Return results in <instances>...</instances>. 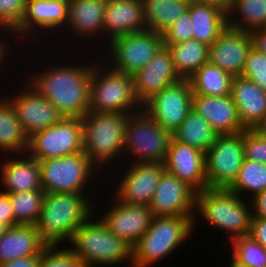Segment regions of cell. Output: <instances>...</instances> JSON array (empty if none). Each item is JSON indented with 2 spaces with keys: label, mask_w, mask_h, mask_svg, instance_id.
Instances as JSON below:
<instances>
[{
  "label": "cell",
  "mask_w": 266,
  "mask_h": 267,
  "mask_svg": "<svg viewBox=\"0 0 266 267\" xmlns=\"http://www.w3.org/2000/svg\"><path fill=\"white\" fill-rule=\"evenodd\" d=\"M90 65H61L32 74L29 86L47 98L63 117H82L89 111ZM48 69V70H47Z\"/></svg>",
  "instance_id": "obj_1"
},
{
  "label": "cell",
  "mask_w": 266,
  "mask_h": 267,
  "mask_svg": "<svg viewBox=\"0 0 266 267\" xmlns=\"http://www.w3.org/2000/svg\"><path fill=\"white\" fill-rule=\"evenodd\" d=\"M87 196L86 192L45 194L35 226L46 248L70 241L75 231L95 214L93 202Z\"/></svg>",
  "instance_id": "obj_2"
},
{
  "label": "cell",
  "mask_w": 266,
  "mask_h": 267,
  "mask_svg": "<svg viewBox=\"0 0 266 267\" xmlns=\"http://www.w3.org/2000/svg\"><path fill=\"white\" fill-rule=\"evenodd\" d=\"M89 217L73 234L70 250L83 267L116 266L129 261L132 267V247L115 236L99 219ZM126 261V262H125Z\"/></svg>",
  "instance_id": "obj_3"
},
{
  "label": "cell",
  "mask_w": 266,
  "mask_h": 267,
  "mask_svg": "<svg viewBox=\"0 0 266 267\" xmlns=\"http://www.w3.org/2000/svg\"><path fill=\"white\" fill-rule=\"evenodd\" d=\"M195 216L153 217L148 230L132 247V267H151L189 238Z\"/></svg>",
  "instance_id": "obj_4"
},
{
  "label": "cell",
  "mask_w": 266,
  "mask_h": 267,
  "mask_svg": "<svg viewBox=\"0 0 266 267\" xmlns=\"http://www.w3.org/2000/svg\"><path fill=\"white\" fill-rule=\"evenodd\" d=\"M129 115L88 111L81 117L83 152L98 167L97 173L99 168L101 170L105 164H111L117 156L124 157L125 129Z\"/></svg>",
  "instance_id": "obj_5"
},
{
  "label": "cell",
  "mask_w": 266,
  "mask_h": 267,
  "mask_svg": "<svg viewBox=\"0 0 266 267\" xmlns=\"http://www.w3.org/2000/svg\"><path fill=\"white\" fill-rule=\"evenodd\" d=\"M229 189L206 188L196 192L195 211L212 227L227 232L234 238L248 236L251 222V205ZM249 204V205H247Z\"/></svg>",
  "instance_id": "obj_6"
},
{
  "label": "cell",
  "mask_w": 266,
  "mask_h": 267,
  "mask_svg": "<svg viewBox=\"0 0 266 267\" xmlns=\"http://www.w3.org/2000/svg\"><path fill=\"white\" fill-rule=\"evenodd\" d=\"M101 64L97 67L96 64H93L90 78L89 111L131 114L141 110L142 105L134 92L133 76L112 68H109L110 70L101 68L103 67Z\"/></svg>",
  "instance_id": "obj_7"
},
{
  "label": "cell",
  "mask_w": 266,
  "mask_h": 267,
  "mask_svg": "<svg viewBox=\"0 0 266 267\" xmlns=\"http://www.w3.org/2000/svg\"><path fill=\"white\" fill-rule=\"evenodd\" d=\"M171 137L168 130L141 109L128 116L123 153L132 156V163H163Z\"/></svg>",
  "instance_id": "obj_8"
},
{
  "label": "cell",
  "mask_w": 266,
  "mask_h": 267,
  "mask_svg": "<svg viewBox=\"0 0 266 267\" xmlns=\"http://www.w3.org/2000/svg\"><path fill=\"white\" fill-rule=\"evenodd\" d=\"M38 164L45 193H84L97 168L84 152L38 160Z\"/></svg>",
  "instance_id": "obj_9"
},
{
  "label": "cell",
  "mask_w": 266,
  "mask_h": 267,
  "mask_svg": "<svg viewBox=\"0 0 266 267\" xmlns=\"http://www.w3.org/2000/svg\"><path fill=\"white\" fill-rule=\"evenodd\" d=\"M108 45L112 69L132 76L154 58L164 41L161 33L145 29L115 37Z\"/></svg>",
  "instance_id": "obj_10"
},
{
  "label": "cell",
  "mask_w": 266,
  "mask_h": 267,
  "mask_svg": "<svg viewBox=\"0 0 266 267\" xmlns=\"http://www.w3.org/2000/svg\"><path fill=\"white\" fill-rule=\"evenodd\" d=\"M83 152L81 117H63L57 124L29 137L27 153L37 160Z\"/></svg>",
  "instance_id": "obj_11"
},
{
  "label": "cell",
  "mask_w": 266,
  "mask_h": 267,
  "mask_svg": "<svg viewBox=\"0 0 266 267\" xmlns=\"http://www.w3.org/2000/svg\"><path fill=\"white\" fill-rule=\"evenodd\" d=\"M242 131L219 134L205 153L207 188L229 189L244 162Z\"/></svg>",
  "instance_id": "obj_12"
},
{
  "label": "cell",
  "mask_w": 266,
  "mask_h": 267,
  "mask_svg": "<svg viewBox=\"0 0 266 267\" xmlns=\"http://www.w3.org/2000/svg\"><path fill=\"white\" fill-rule=\"evenodd\" d=\"M192 95L189 79H181L154 94L142 109L163 129L173 133L192 110Z\"/></svg>",
  "instance_id": "obj_13"
},
{
  "label": "cell",
  "mask_w": 266,
  "mask_h": 267,
  "mask_svg": "<svg viewBox=\"0 0 266 267\" xmlns=\"http://www.w3.org/2000/svg\"><path fill=\"white\" fill-rule=\"evenodd\" d=\"M195 195L196 192L189 185L165 171L160 177L149 209L153 217L195 216Z\"/></svg>",
  "instance_id": "obj_14"
},
{
  "label": "cell",
  "mask_w": 266,
  "mask_h": 267,
  "mask_svg": "<svg viewBox=\"0 0 266 267\" xmlns=\"http://www.w3.org/2000/svg\"><path fill=\"white\" fill-rule=\"evenodd\" d=\"M163 164L166 172L177 176L195 192L207 188L205 152L171 137Z\"/></svg>",
  "instance_id": "obj_15"
},
{
  "label": "cell",
  "mask_w": 266,
  "mask_h": 267,
  "mask_svg": "<svg viewBox=\"0 0 266 267\" xmlns=\"http://www.w3.org/2000/svg\"><path fill=\"white\" fill-rule=\"evenodd\" d=\"M120 177L115 197L126 204L149 206L155 194L161 175L165 172L163 163H132Z\"/></svg>",
  "instance_id": "obj_16"
},
{
  "label": "cell",
  "mask_w": 266,
  "mask_h": 267,
  "mask_svg": "<svg viewBox=\"0 0 266 267\" xmlns=\"http://www.w3.org/2000/svg\"><path fill=\"white\" fill-rule=\"evenodd\" d=\"M21 94L7 99L14 108L17 120L28 137L57 124L63 116L49 100L27 85ZM28 88V89H27Z\"/></svg>",
  "instance_id": "obj_17"
},
{
  "label": "cell",
  "mask_w": 266,
  "mask_h": 267,
  "mask_svg": "<svg viewBox=\"0 0 266 267\" xmlns=\"http://www.w3.org/2000/svg\"><path fill=\"white\" fill-rule=\"evenodd\" d=\"M114 198L113 207L99 219L115 236L133 247L150 227L152 211L149 206L126 204Z\"/></svg>",
  "instance_id": "obj_18"
},
{
  "label": "cell",
  "mask_w": 266,
  "mask_h": 267,
  "mask_svg": "<svg viewBox=\"0 0 266 267\" xmlns=\"http://www.w3.org/2000/svg\"><path fill=\"white\" fill-rule=\"evenodd\" d=\"M251 47L250 32L227 26L209 46L208 61L233 76H240Z\"/></svg>",
  "instance_id": "obj_19"
},
{
  "label": "cell",
  "mask_w": 266,
  "mask_h": 267,
  "mask_svg": "<svg viewBox=\"0 0 266 267\" xmlns=\"http://www.w3.org/2000/svg\"><path fill=\"white\" fill-rule=\"evenodd\" d=\"M132 76L135 96L141 105L154 94L181 80L166 46H163L144 68Z\"/></svg>",
  "instance_id": "obj_20"
},
{
  "label": "cell",
  "mask_w": 266,
  "mask_h": 267,
  "mask_svg": "<svg viewBox=\"0 0 266 267\" xmlns=\"http://www.w3.org/2000/svg\"><path fill=\"white\" fill-rule=\"evenodd\" d=\"M192 109L200 114L218 135L238 133L246 129L231 95L215 97L193 94Z\"/></svg>",
  "instance_id": "obj_21"
},
{
  "label": "cell",
  "mask_w": 266,
  "mask_h": 267,
  "mask_svg": "<svg viewBox=\"0 0 266 267\" xmlns=\"http://www.w3.org/2000/svg\"><path fill=\"white\" fill-rule=\"evenodd\" d=\"M68 0H26L25 14L21 24L12 32L18 36L30 35L40 29L64 27L67 21ZM38 30V31H37ZM27 34V35H26Z\"/></svg>",
  "instance_id": "obj_22"
},
{
  "label": "cell",
  "mask_w": 266,
  "mask_h": 267,
  "mask_svg": "<svg viewBox=\"0 0 266 267\" xmlns=\"http://www.w3.org/2000/svg\"><path fill=\"white\" fill-rule=\"evenodd\" d=\"M145 29L142 0H106L103 32L108 43L115 37Z\"/></svg>",
  "instance_id": "obj_23"
},
{
  "label": "cell",
  "mask_w": 266,
  "mask_h": 267,
  "mask_svg": "<svg viewBox=\"0 0 266 267\" xmlns=\"http://www.w3.org/2000/svg\"><path fill=\"white\" fill-rule=\"evenodd\" d=\"M230 95L242 125L246 129H254L266 113V92L252 80L240 75L234 76Z\"/></svg>",
  "instance_id": "obj_24"
},
{
  "label": "cell",
  "mask_w": 266,
  "mask_h": 267,
  "mask_svg": "<svg viewBox=\"0 0 266 267\" xmlns=\"http://www.w3.org/2000/svg\"><path fill=\"white\" fill-rule=\"evenodd\" d=\"M25 156V157H24ZM23 159H8L1 165V183L7 194L22 193L31 190H43L38 160L28 153Z\"/></svg>",
  "instance_id": "obj_25"
},
{
  "label": "cell",
  "mask_w": 266,
  "mask_h": 267,
  "mask_svg": "<svg viewBox=\"0 0 266 267\" xmlns=\"http://www.w3.org/2000/svg\"><path fill=\"white\" fill-rule=\"evenodd\" d=\"M66 27L80 37H103V21L106 0H68ZM98 33V34H97ZM103 33V34H102ZM97 34V35H96Z\"/></svg>",
  "instance_id": "obj_26"
},
{
  "label": "cell",
  "mask_w": 266,
  "mask_h": 267,
  "mask_svg": "<svg viewBox=\"0 0 266 267\" xmlns=\"http://www.w3.org/2000/svg\"><path fill=\"white\" fill-rule=\"evenodd\" d=\"M45 248L35 225L9 227L0 238V265L19 258L41 256Z\"/></svg>",
  "instance_id": "obj_27"
},
{
  "label": "cell",
  "mask_w": 266,
  "mask_h": 267,
  "mask_svg": "<svg viewBox=\"0 0 266 267\" xmlns=\"http://www.w3.org/2000/svg\"><path fill=\"white\" fill-rule=\"evenodd\" d=\"M193 39L211 45L227 27V13L207 2L191 0L188 8Z\"/></svg>",
  "instance_id": "obj_28"
},
{
  "label": "cell",
  "mask_w": 266,
  "mask_h": 267,
  "mask_svg": "<svg viewBox=\"0 0 266 267\" xmlns=\"http://www.w3.org/2000/svg\"><path fill=\"white\" fill-rule=\"evenodd\" d=\"M146 29L163 33L188 12L191 0H142Z\"/></svg>",
  "instance_id": "obj_29"
},
{
  "label": "cell",
  "mask_w": 266,
  "mask_h": 267,
  "mask_svg": "<svg viewBox=\"0 0 266 267\" xmlns=\"http://www.w3.org/2000/svg\"><path fill=\"white\" fill-rule=\"evenodd\" d=\"M171 136L180 143L188 144L206 153L216 141L218 133L192 109Z\"/></svg>",
  "instance_id": "obj_30"
},
{
  "label": "cell",
  "mask_w": 266,
  "mask_h": 267,
  "mask_svg": "<svg viewBox=\"0 0 266 267\" xmlns=\"http://www.w3.org/2000/svg\"><path fill=\"white\" fill-rule=\"evenodd\" d=\"M175 70L181 79H189L203 64L208 62L209 45L195 39L167 46Z\"/></svg>",
  "instance_id": "obj_31"
},
{
  "label": "cell",
  "mask_w": 266,
  "mask_h": 267,
  "mask_svg": "<svg viewBox=\"0 0 266 267\" xmlns=\"http://www.w3.org/2000/svg\"><path fill=\"white\" fill-rule=\"evenodd\" d=\"M234 76L211 62L203 64L190 78L193 94L222 97L230 95Z\"/></svg>",
  "instance_id": "obj_32"
},
{
  "label": "cell",
  "mask_w": 266,
  "mask_h": 267,
  "mask_svg": "<svg viewBox=\"0 0 266 267\" xmlns=\"http://www.w3.org/2000/svg\"><path fill=\"white\" fill-rule=\"evenodd\" d=\"M29 137L17 120L13 106L7 100L0 101V150L7 153H27Z\"/></svg>",
  "instance_id": "obj_33"
},
{
  "label": "cell",
  "mask_w": 266,
  "mask_h": 267,
  "mask_svg": "<svg viewBox=\"0 0 266 267\" xmlns=\"http://www.w3.org/2000/svg\"><path fill=\"white\" fill-rule=\"evenodd\" d=\"M235 15L240 16L234 19ZM227 26L244 32L266 28V0H240L234 3L227 12Z\"/></svg>",
  "instance_id": "obj_34"
},
{
  "label": "cell",
  "mask_w": 266,
  "mask_h": 267,
  "mask_svg": "<svg viewBox=\"0 0 266 267\" xmlns=\"http://www.w3.org/2000/svg\"><path fill=\"white\" fill-rule=\"evenodd\" d=\"M44 190L9 194L16 225H35L45 196Z\"/></svg>",
  "instance_id": "obj_35"
},
{
  "label": "cell",
  "mask_w": 266,
  "mask_h": 267,
  "mask_svg": "<svg viewBox=\"0 0 266 267\" xmlns=\"http://www.w3.org/2000/svg\"><path fill=\"white\" fill-rule=\"evenodd\" d=\"M266 189V164L245 159L239 170L238 177L229 188L240 197L242 192L250 193L251 197ZM247 191V192H246Z\"/></svg>",
  "instance_id": "obj_36"
},
{
  "label": "cell",
  "mask_w": 266,
  "mask_h": 267,
  "mask_svg": "<svg viewBox=\"0 0 266 267\" xmlns=\"http://www.w3.org/2000/svg\"><path fill=\"white\" fill-rule=\"evenodd\" d=\"M232 261L243 267H266V249L249 235L234 238Z\"/></svg>",
  "instance_id": "obj_37"
},
{
  "label": "cell",
  "mask_w": 266,
  "mask_h": 267,
  "mask_svg": "<svg viewBox=\"0 0 266 267\" xmlns=\"http://www.w3.org/2000/svg\"><path fill=\"white\" fill-rule=\"evenodd\" d=\"M25 5L26 0H0V29L13 32L23 20Z\"/></svg>",
  "instance_id": "obj_38"
},
{
  "label": "cell",
  "mask_w": 266,
  "mask_h": 267,
  "mask_svg": "<svg viewBox=\"0 0 266 267\" xmlns=\"http://www.w3.org/2000/svg\"><path fill=\"white\" fill-rule=\"evenodd\" d=\"M241 76L252 80L266 92V54L251 47Z\"/></svg>",
  "instance_id": "obj_39"
},
{
  "label": "cell",
  "mask_w": 266,
  "mask_h": 267,
  "mask_svg": "<svg viewBox=\"0 0 266 267\" xmlns=\"http://www.w3.org/2000/svg\"><path fill=\"white\" fill-rule=\"evenodd\" d=\"M242 143L245 159L266 164V137L254 129L242 131Z\"/></svg>",
  "instance_id": "obj_40"
},
{
  "label": "cell",
  "mask_w": 266,
  "mask_h": 267,
  "mask_svg": "<svg viewBox=\"0 0 266 267\" xmlns=\"http://www.w3.org/2000/svg\"><path fill=\"white\" fill-rule=\"evenodd\" d=\"M38 267H83V265L70 249L59 250L54 247L44 249Z\"/></svg>",
  "instance_id": "obj_41"
},
{
  "label": "cell",
  "mask_w": 266,
  "mask_h": 267,
  "mask_svg": "<svg viewBox=\"0 0 266 267\" xmlns=\"http://www.w3.org/2000/svg\"><path fill=\"white\" fill-rule=\"evenodd\" d=\"M192 30L191 17L186 12L162 33L164 46L193 39Z\"/></svg>",
  "instance_id": "obj_42"
},
{
  "label": "cell",
  "mask_w": 266,
  "mask_h": 267,
  "mask_svg": "<svg viewBox=\"0 0 266 267\" xmlns=\"http://www.w3.org/2000/svg\"><path fill=\"white\" fill-rule=\"evenodd\" d=\"M249 236L266 249V218H251Z\"/></svg>",
  "instance_id": "obj_43"
},
{
  "label": "cell",
  "mask_w": 266,
  "mask_h": 267,
  "mask_svg": "<svg viewBox=\"0 0 266 267\" xmlns=\"http://www.w3.org/2000/svg\"><path fill=\"white\" fill-rule=\"evenodd\" d=\"M0 221L5 223L8 227L15 226L10 197L6 192H0Z\"/></svg>",
  "instance_id": "obj_44"
},
{
  "label": "cell",
  "mask_w": 266,
  "mask_h": 267,
  "mask_svg": "<svg viewBox=\"0 0 266 267\" xmlns=\"http://www.w3.org/2000/svg\"><path fill=\"white\" fill-rule=\"evenodd\" d=\"M249 202L251 218H266V189L250 198Z\"/></svg>",
  "instance_id": "obj_45"
},
{
  "label": "cell",
  "mask_w": 266,
  "mask_h": 267,
  "mask_svg": "<svg viewBox=\"0 0 266 267\" xmlns=\"http://www.w3.org/2000/svg\"><path fill=\"white\" fill-rule=\"evenodd\" d=\"M252 47L259 52L266 54V28L257 29L250 32Z\"/></svg>",
  "instance_id": "obj_46"
},
{
  "label": "cell",
  "mask_w": 266,
  "mask_h": 267,
  "mask_svg": "<svg viewBox=\"0 0 266 267\" xmlns=\"http://www.w3.org/2000/svg\"><path fill=\"white\" fill-rule=\"evenodd\" d=\"M41 256H30L9 261L0 265V267H38Z\"/></svg>",
  "instance_id": "obj_47"
},
{
  "label": "cell",
  "mask_w": 266,
  "mask_h": 267,
  "mask_svg": "<svg viewBox=\"0 0 266 267\" xmlns=\"http://www.w3.org/2000/svg\"><path fill=\"white\" fill-rule=\"evenodd\" d=\"M199 2H207L220 7L226 13L233 7V0H196Z\"/></svg>",
  "instance_id": "obj_48"
},
{
  "label": "cell",
  "mask_w": 266,
  "mask_h": 267,
  "mask_svg": "<svg viewBox=\"0 0 266 267\" xmlns=\"http://www.w3.org/2000/svg\"><path fill=\"white\" fill-rule=\"evenodd\" d=\"M254 130L266 137V113L263 115L260 122L254 127Z\"/></svg>",
  "instance_id": "obj_49"
},
{
  "label": "cell",
  "mask_w": 266,
  "mask_h": 267,
  "mask_svg": "<svg viewBox=\"0 0 266 267\" xmlns=\"http://www.w3.org/2000/svg\"><path fill=\"white\" fill-rule=\"evenodd\" d=\"M1 39V38H0ZM7 43H4V41H2V39L0 40V67L3 64L4 59L6 58L5 56L7 55L6 52H8V44L5 45ZM5 45V46H4ZM7 47V48H6ZM7 49V50H6ZM1 69V68H0Z\"/></svg>",
  "instance_id": "obj_50"
},
{
  "label": "cell",
  "mask_w": 266,
  "mask_h": 267,
  "mask_svg": "<svg viewBox=\"0 0 266 267\" xmlns=\"http://www.w3.org/2000/svg\"><path fill=\"white\" fill-rule=\"evenodd\" d=\"M9 227L0 221V238L3 236V234L7 231Z\"/></svg>",
  "instance_id": "obj_51"
},
{
  "label": "cell",
  "mask_w": 266,
  "mask_h": 267,
  "mask_svg": "<svg viewBox=\"0 0 266 267\" xmlns=\"http://www.w3.org/2000/svg\"><path fill=\"white\" fill-rule=\"evenodd\" d=\"M230 265V267H243V266H240V265H238V264H236L235 262H233L232 260L230 261V263H229Z\"/></svg>",
  "instance_id": "obj_52"
},
{
  "label": "cell",
  "mask_w": 266,
  "mask_h": 267,
  "mask_svg": "<svg viewBox=\"0 0 266 267\" xmlns=\"http://www.w3.org/2000/svg\"><path fill=\"white\" fill-rule=\"evenodd\" d=\"M238 1H240V0H233V5H234V3L238 2Z\"/></svg>",
  "instance_id": "obj_53"
}]
</instances>
